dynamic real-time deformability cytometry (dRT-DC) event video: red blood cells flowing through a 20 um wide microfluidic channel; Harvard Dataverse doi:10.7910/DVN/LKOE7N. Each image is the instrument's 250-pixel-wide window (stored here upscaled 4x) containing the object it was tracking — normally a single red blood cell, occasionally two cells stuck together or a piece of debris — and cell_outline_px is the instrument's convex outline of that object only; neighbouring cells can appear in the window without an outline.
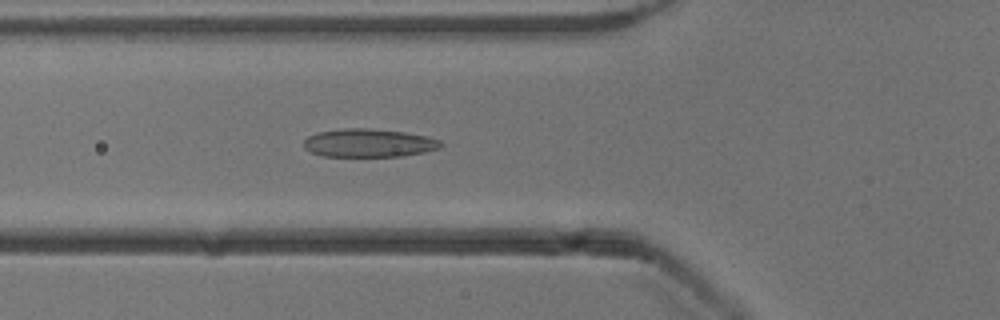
{"species": "common noctule bat (a hibernating species)", "species_latin": "Nyctalus noctula", "temperature_condition": "cold", "stored_images_in_passage": 52, "camera_frame_rate_fps": 3000, "um_per_image_px": 0.085, "animal": {"sex": "male", "body_mass_g": 13.3}, "frame": {"image": 1, "passage_image": 19, "time_ms": 6.0, "image_size_px": [1000, 320], "cell_outline_px": [[444, 144], [440, 148], [424, 152], [404, 156], [320, 156], [304, 148], [304, 140], [308, 136], [320, 132], [344, 128], [372, 128], [404, 132], [428, 136], [440, 140]], "centroid_in_image_um": [31.38, 12.15], "position_along_channel_um": 94.4, "area_um2": 22.66}}
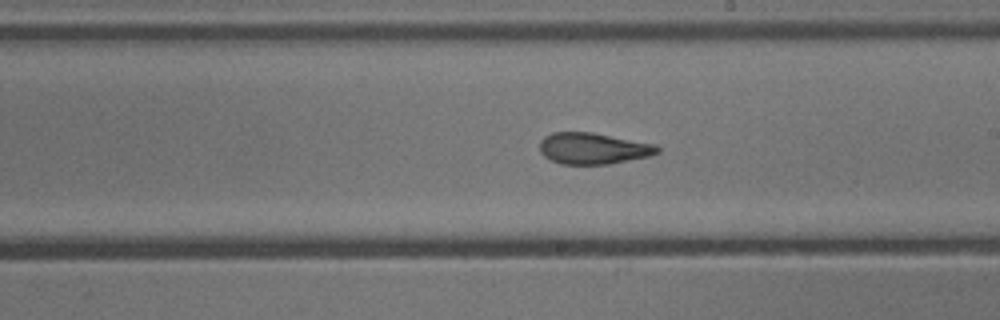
{"frame": {"image": 2, "passage_image": 30, "time_ms": 9.667, "image_size_px": [1000, 320], "cell_outline_px": [[660, 152], [648, 156], [608, 164], [560, 164], [544, 156], [540, 152], [540, 140], [544, 136], [552, 132], [592, 132], [656, 144], [660, 148]], "centroid_in_image_um": [50.41, 12.61], "position_along_channel_um": 238.6, "area_um2": 21.5}}
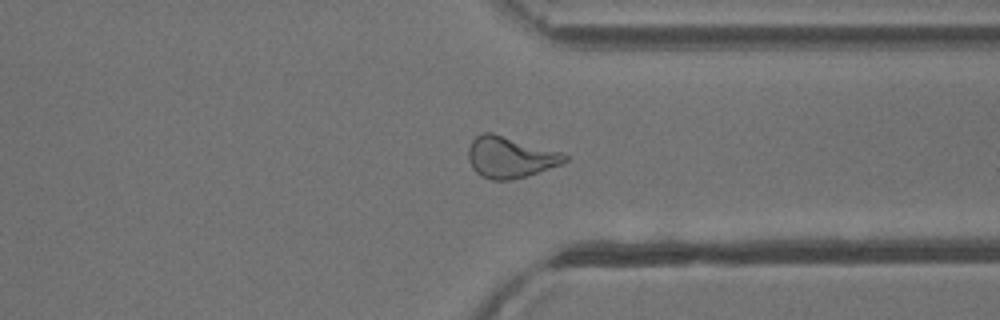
{"frame": {"image": 3, "passage_image": 40, "time_ms": 13.0, "image_size_px": [1000, 320], "cell_outline_px": [[568, 160], [560, 164], [524, 176], [508, 180], [492, 180], [480, 176], [472, 168], [468, 160], [468, 148], [472, 140], [476, 136], [484, 132], [492, 132], [564, 152], [568, 156]], "centroid_in_image_um": [43.34, 13.34], "position_along_channel_um": 368.1, "area_um2": 23.24}, "authors_computed_cell_mechanics": {"area_um2": 23.12, "velocity_mm_per_s": 3.907, "shape_relaxation_time_tau1_ms": null, "shape_relaxation_time_tau2_ms": 2.3344, "deformation_change_tau1": null, "deformation_change_tau2": 0.0958}}